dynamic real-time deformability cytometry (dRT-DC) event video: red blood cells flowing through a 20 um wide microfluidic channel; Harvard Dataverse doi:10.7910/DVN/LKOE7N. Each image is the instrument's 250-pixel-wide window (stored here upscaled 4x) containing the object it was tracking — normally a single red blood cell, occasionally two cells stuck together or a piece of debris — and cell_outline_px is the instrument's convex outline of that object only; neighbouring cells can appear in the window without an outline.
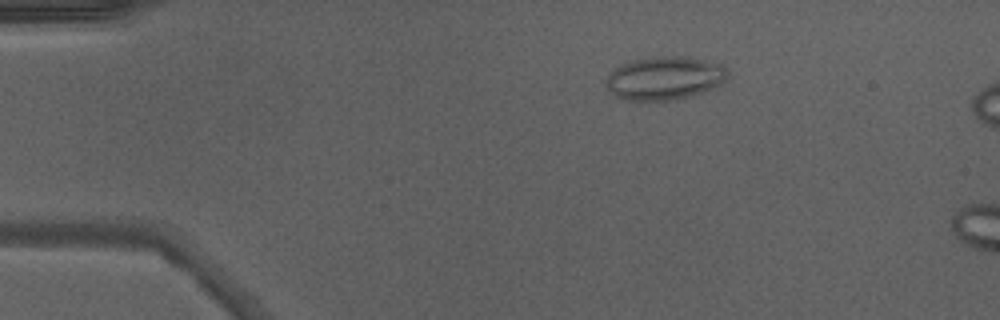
{"species": "Egyptian fruit bat (a non-hibernating species)", "species_latin": "Rousettus aegyptiacus", "temperature_condition": "warm", "stored_images_in_passage": 5, "camera_frame_rate_fps": 3000, "um_per_image_px": 0.085, "animal": {"sex": "male"}, "frame": {"image": 1, "passage_image": 1, "time_ms": 0.0, "image_size_px": [1000, 320], "cell_outline_px": [[728, 80], [724, 84], [716, 88], [692, 96], [672, 100], [628, 100], [616, 96], [604, 84], [604, 80], [620, 64], [628, 60], [664, 56], [684, 56], [720, 64], [728, 72]], "centroid_in_image_um": [56.52, 6.65], "position_along_channel_um": 28.5, "area_um2": 30.92}}